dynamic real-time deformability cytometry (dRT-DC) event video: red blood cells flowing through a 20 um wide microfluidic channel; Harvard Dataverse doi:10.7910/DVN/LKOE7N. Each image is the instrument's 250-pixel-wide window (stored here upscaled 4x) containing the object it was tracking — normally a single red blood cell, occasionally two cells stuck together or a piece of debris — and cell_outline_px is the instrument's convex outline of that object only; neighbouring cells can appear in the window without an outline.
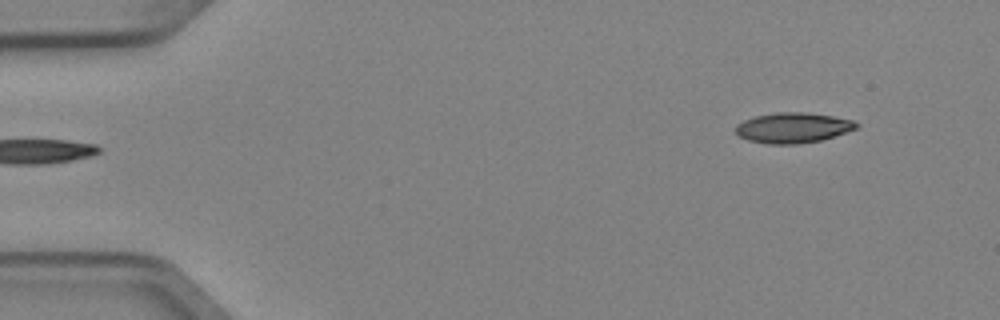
{"species": "Egyptian fruit bat (a non-hibernating species)", "species_latin": "Rousettus aegyptiacus", "temperature_condition": "cold", "stored_images_in_passage": 7, "camera_frame_rate_fps": 3000, "um_per_image_px": 0.085, "animal": {"sex": "female"}, "frame": {"image": 1, "passage_image": 1, "time_ms": 0.0, "image_size_px": [1000, 320], "cell_outline_px": [[860, 124], [856, 128], [820, 140], [796, 144], [768, 144], [748, 140], [740, 136], [736, 132], [736, 124], [744, 120], [756, 116], [776, 112], [804, 112], [832, 116], [852, 120]], "centroid_in_image_um": [67.37, 10.85], "position_along_channel_um": 17.6, "area_um2": 21.04}}
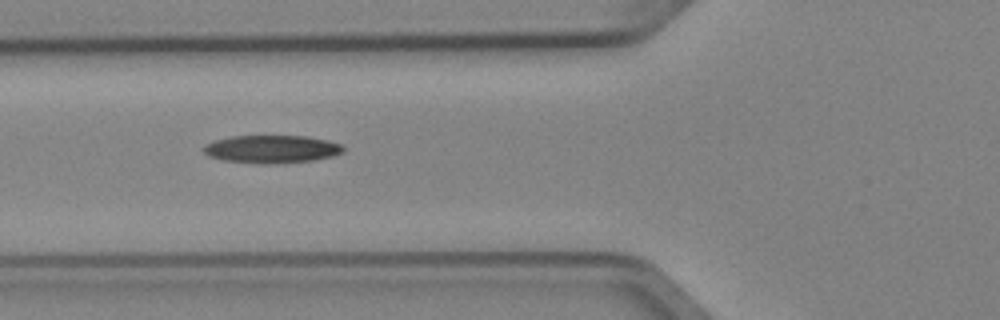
{"frame": {"image": 2, "passage_image": 5, "time_ms": 1.333, "image_size_px": [1000, 320], "cell_outline_px": [[344, 152], [332, 156], [312, 160], [272, 164], [264, 164], [224, 160], [208, 156], [204, 152], [204, 144], [216, 140], [232, 136], [308, 136], [328, 140], [340, 144], [344, 148]], "centroid_in_image_um": [23.1, 12.67], "position_along_channel_um": 102.7, "area_um2": 22.6}}